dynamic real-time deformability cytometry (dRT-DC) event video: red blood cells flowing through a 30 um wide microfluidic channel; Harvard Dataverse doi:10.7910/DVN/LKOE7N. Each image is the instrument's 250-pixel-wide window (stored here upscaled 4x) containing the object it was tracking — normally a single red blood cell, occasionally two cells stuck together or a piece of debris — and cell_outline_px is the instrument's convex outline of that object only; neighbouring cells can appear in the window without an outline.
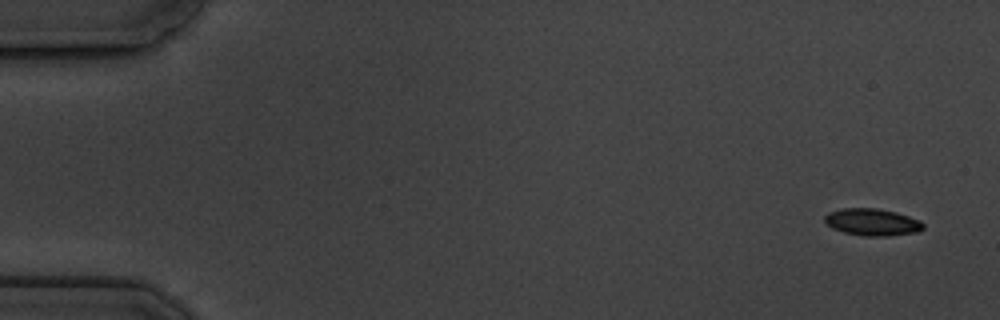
{"species": "common noctule bat (a hibernating species)", "species_latin": "Nyctalus noctula", "temperature_condition": "cold", "stored_images_in_passage": 6, "camera_frame_rate_fps": 3000, "um_per_image_px": 0.085, "animal": {"sex": "male", "body_mass_g": 19.5, "forearm_length_mm": 54.6}, "frame": {"image": 1, "passage_image": 1, "time_ms": 0.0, "image_size_px": [1000, 320], "cell_outline_px": [[924, 228], [920, 232], [888, 236], [864, 236], [844, 232], [832, 228], [824, 220], [824, 216], [828, 212], [840, 208], [876, 208], [896, 212], [920, 220], [924, 224]], "centroid_in_image_um": [74.16, 18.88], "position_along_channel_um": 10.8, "area_um2": 15.66}}
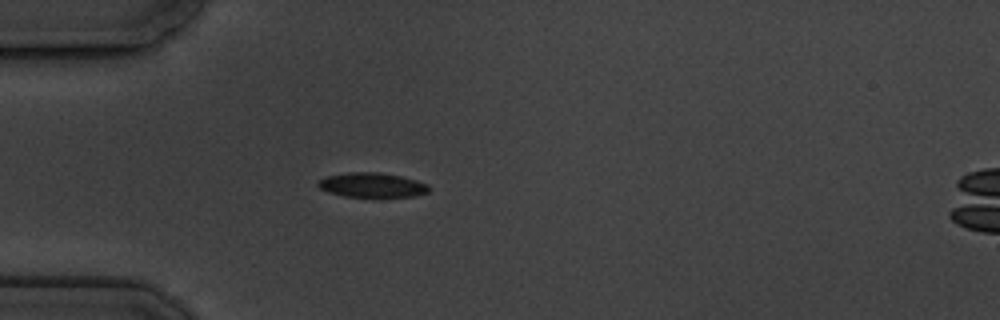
{"frame": {"image": 2, "passage_image": 5, "time_ms": 4.667, "image_size_px": [1000, 320], "cell_outline_px": [[428, 192], [412, 196], [344, 196], [328, 192], [320, 188], [316, 184], [320, 180], [328, 176], [348, 172], [380, 172], [400, 176], [416, 180], [428, 184]], "centroid_in_image_um": [31.61, 15.71], "position_along_channel_um": 53.4, "area_um2": 15.55}}